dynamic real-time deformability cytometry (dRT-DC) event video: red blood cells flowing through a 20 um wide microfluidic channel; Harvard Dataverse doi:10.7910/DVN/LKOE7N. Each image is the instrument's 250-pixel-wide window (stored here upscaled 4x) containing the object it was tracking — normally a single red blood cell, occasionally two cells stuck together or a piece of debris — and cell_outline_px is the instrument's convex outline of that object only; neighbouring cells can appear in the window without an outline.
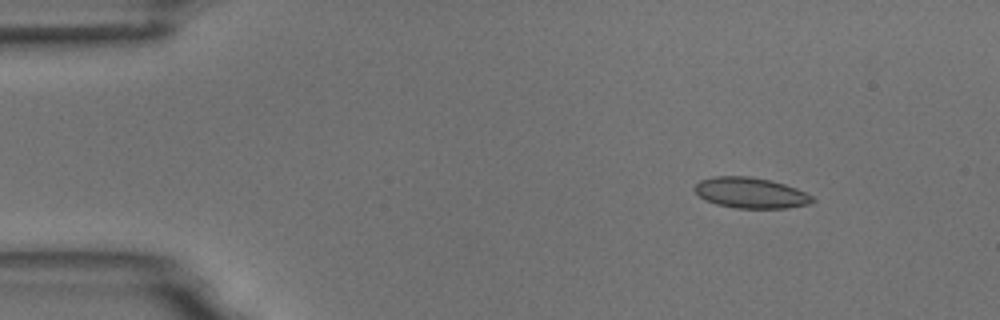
{"species": "common noctule bat (a hibernating species)", "species_latin": "Nyctalus noctula", "temperature_condition": "room temperature", "stored_images_in_passage": 10, "camera_frame_rate_fps": 3000, "um_per_image_px": 0.085, "animal": {"sex": "male", "body_mass_g": 18.8}, "frame": {"image": 1, "passage_image": 2, "time_ms": 2.0, "image_size_px": [1000, 320], "cell_outline_px": [[816, 200], [808, 204], [788, 208], [736, 208], [716, 204], [704, 200], [692, 188], [700, 180], [716, 176], [748, 176], [772, 180], [796, 188], [812, 196]], "centroid_in_image_um": [63.79, 16.39], "position_along_channel_um": 21.2, "area_um2": 21.1}}
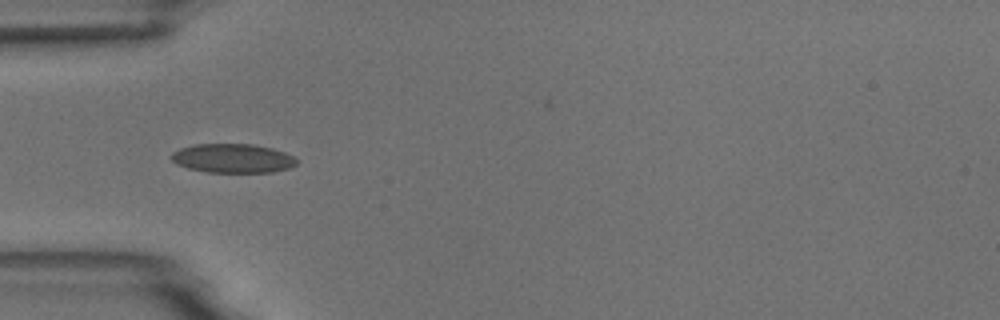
{"frame": {"image": 2, "passage_image": 5, "time_ms": 5.333, "image_size_px": [1000, 320], "cell_outline_px": [[300, 160], [296, 164], [288, 168], [272, 172], [208, 172], [188, 168], [176, 164], [168, 156], [172, 152], [180, 148], [196, 144], [252, 144], [272, 148], [284, 152]], "centroid_in_image_um": [19.76, 13.45], "position_along_channel_um": 65.2, "area_um2": 21.27}}